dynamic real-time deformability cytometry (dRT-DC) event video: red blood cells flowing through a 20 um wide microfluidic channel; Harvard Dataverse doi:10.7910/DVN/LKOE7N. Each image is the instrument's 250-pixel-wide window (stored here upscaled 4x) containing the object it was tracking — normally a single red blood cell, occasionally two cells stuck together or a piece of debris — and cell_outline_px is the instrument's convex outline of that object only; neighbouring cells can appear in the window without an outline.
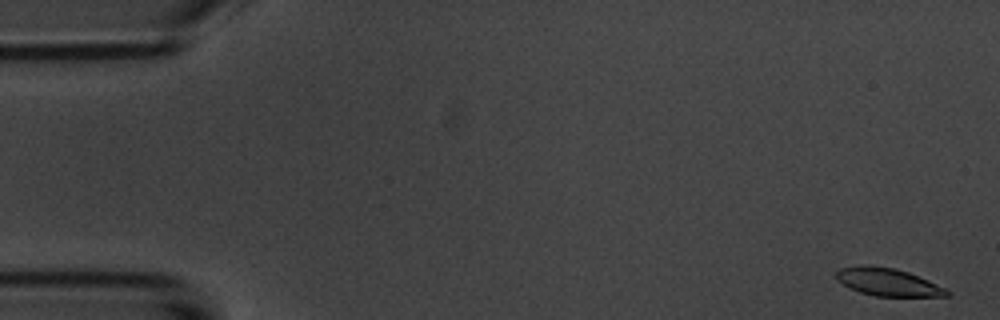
{"species": "common noctule bat (a hibernating species)", "species_latin": "Nyctalus noctula", "temperature_condition": "room temperature", "stored_images_in_passage": 54, "camera_frame_rate_fps": 3000, "um_per_image_px": 0.085, "animal": {"sex": "male", "body_mass_g": 20.1, "forearm_length_mm": 53.5}, "frame": {"image": 1, "passage_image": 1, "time_ms": 0.0, "image_size_px": [1000, 320], "cell_outline_px": [[952, 292], [948, 296], [876, 296], [860, 292], [836, 280], [836, 272], [840, 268], [860, 264], [868, 264], [892, 268], [908, 272], [948, 288]], "centroid_in_image_um": [75.49, 23.96], "position_along_channel_um": 9.5, "area_um2": 17.92}}
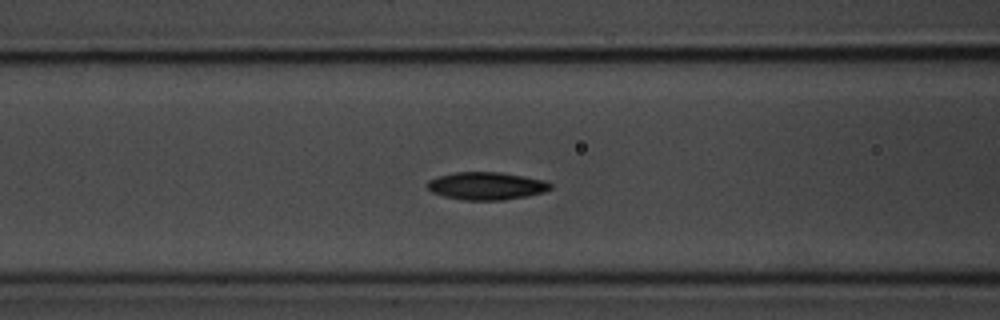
{"frame": {"image": 2, "passage_image": 21, "time_ms": 6.667, "image_size_px": [1000, 320], "cell_outline_px": [[552, 188], [544, 192], [528, 196], [504, 200], [464, 200], [444, 196], [432, 192], [424, 184], [428, 180], [452, 172], [500, 172], [524, 176], [544, 180], [552, 184]], "centroid_in_image_um": [41.34, 15.8], "position_along_channel_um": 125.3, "area_um2": 20.0}}
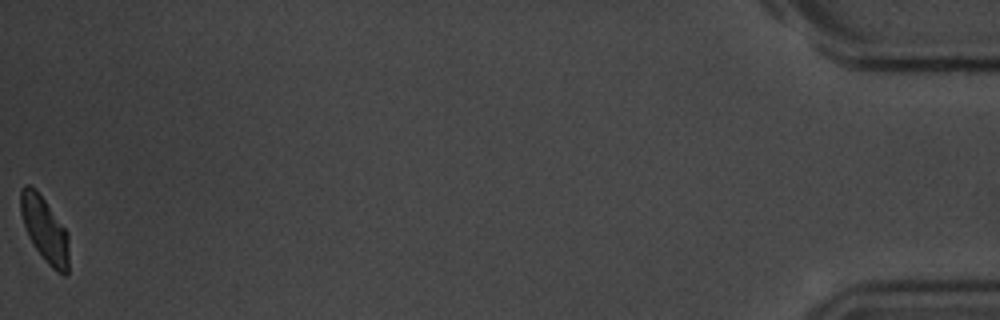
{"frame": {"image": 3, "passage_image": 54, "time_ms": 17.667, "image_size_px": [1000, 320], "cell_outline_px": [[68, 272], [64, 276], [56, 272], [44, 260], [32, 244], [28, 236], [20, 212], [20, 188], [24, 184], [28, 184], [36, 188], [68, 232]], "centroid_in_image_um": [3.78, 19.49], "position_along_channel_um": 431.4, "area_um2": 18.55}, "authors_computed_cell_mechanics": {"area_um2": 19.1318, "velocity_mm_per_s": 3.6808, "shape_relaxation_time_tau1_ms": 1.955, "shape_relaxation_time_tau2_ms": 8.5145, "deformation_change_tau1": 0.113, "deformation_change_tau2": 0.1356}}